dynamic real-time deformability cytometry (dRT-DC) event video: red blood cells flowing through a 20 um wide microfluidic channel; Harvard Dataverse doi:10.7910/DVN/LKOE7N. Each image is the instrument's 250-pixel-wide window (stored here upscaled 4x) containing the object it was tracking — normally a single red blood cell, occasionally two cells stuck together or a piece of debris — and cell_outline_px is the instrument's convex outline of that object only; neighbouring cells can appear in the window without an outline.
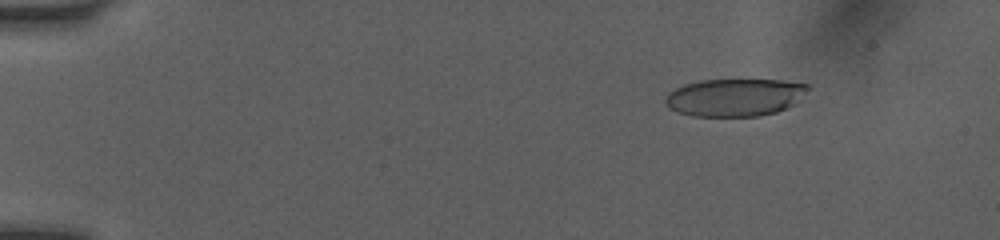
{"species": "human", "species_latin": "Homo sapiens", "temperature_condition": "room temperature", "stored_images_in_passage": 52, "camera_frame_rate_fps": 3000, "um_per_image_px": 0.085, "donor": {"sex": "female"}, "frame": {"image": 1, "passage_image": 8, "time_ms": 2.333, "image_size_px": [1000, 240], "cell_outline_px": [[808, 88], [792, 104], [776, 112], [760, 116], [692, 116], [668, 108], [664, 104], [664, 96], [668, 92], [684, 84], [700, 80], [780, 80], [808, 84]], "centroid_in_image_um": [62.36, 8.27], "position_along_channel_um": 22.6, "area_um2": 31.04}}
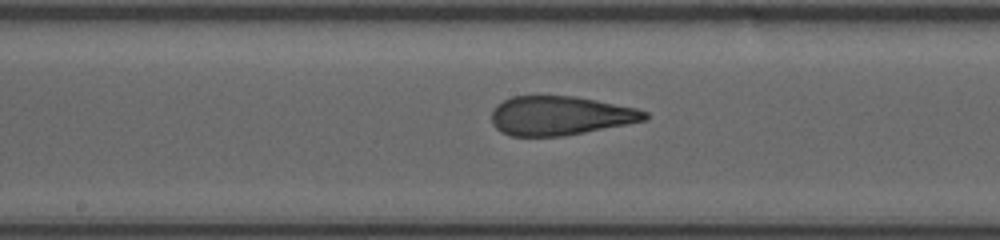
{"frame": {"image": 2, "passage_image": 29, "time_ms": 9.333, "image_size_px": [1000, 240], "cell_outline_px": [[648, 120], [628, 124], [584, 132], [560, 136], [512, 136], [500, 132], [492, 124], [492, 108], [496, 104], [512, 96], [576, 96], [636, 108], [648, 112]], "centroid_in_image_um": [47.6, 9.83], "position_along_channel_um": 200.6, "area_um2": 34.97}}
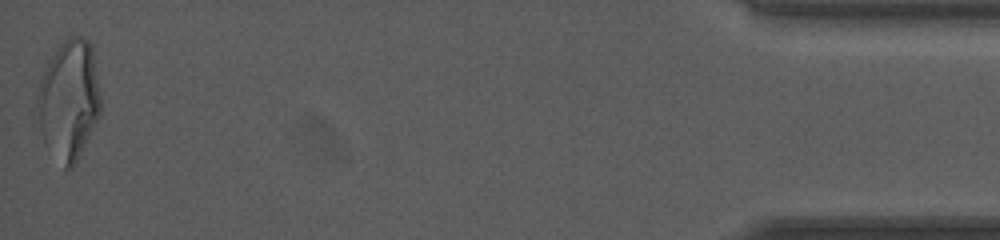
{"frame": {"image": 3, "passage_image": 52, "time_ms": 17.0, "image_size_px": [1000, 240], "cell_outline_px": [[100, 116], [76, 164], [72, 168], [64, 168], [44, 144], [40, 128], [36, 96], [40, 76], [48, 60], [60, 44], [64, 40], [72, 36], [76, 36], [88, 40], [92, 44], [100, 96]], "centroid_in_image_um": [5.85, 8.51], "position_along_channel_um": 429.4, "area_um2": 44.56}, "authors_computed_cell_mechanics": {"area_um2": 35.2869, "velocity_mm_per_s": 4.0786, "shape_relaxation_time_tau1_ms": 8.9011, "shape_relaxation_time_tau2_ms": 1.0025, "deformation_change_tau1": 0.2717, "deformation_change_tau2": 0.092}}